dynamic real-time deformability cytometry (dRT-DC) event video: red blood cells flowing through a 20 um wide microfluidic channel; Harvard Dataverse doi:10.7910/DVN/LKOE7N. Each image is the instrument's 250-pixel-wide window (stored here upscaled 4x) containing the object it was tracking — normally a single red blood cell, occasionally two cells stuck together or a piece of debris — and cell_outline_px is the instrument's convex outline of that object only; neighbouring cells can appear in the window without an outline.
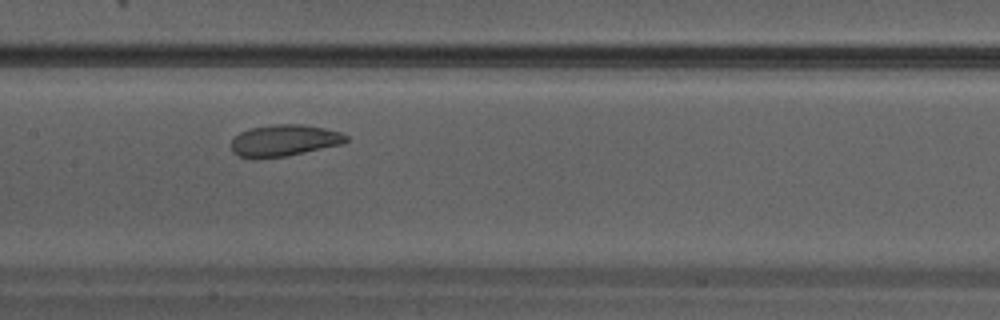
{"species": "Egyptian fruit bat (a non-hibernating species)", "species_latin": "Rousettus aegyptiacus", "temperature_condition": "warm", "stored_images_in_passage": 17, "camera_frame_rate_fps": 3000, "um_per_image_px": 0.085, "animal": {"sex": "male"}, "frame": {"image": 1, "passage_image": 8, "time_ms": 2.333, "image_size_px": [1000, 320], "cell_outline_px": [[348, 140], [344, 144], [284, 156], [256, 160], [240, 156], [232, 152], [232, 140], [240, 132], [252, 128], [276, 124], [304, 124], [324, 128], [340, 132], [348, 136]], "centroid_in_image_um": [24.16, 11.95], "position_along_channel_um": 183.2, "area_um2": 21.21}}